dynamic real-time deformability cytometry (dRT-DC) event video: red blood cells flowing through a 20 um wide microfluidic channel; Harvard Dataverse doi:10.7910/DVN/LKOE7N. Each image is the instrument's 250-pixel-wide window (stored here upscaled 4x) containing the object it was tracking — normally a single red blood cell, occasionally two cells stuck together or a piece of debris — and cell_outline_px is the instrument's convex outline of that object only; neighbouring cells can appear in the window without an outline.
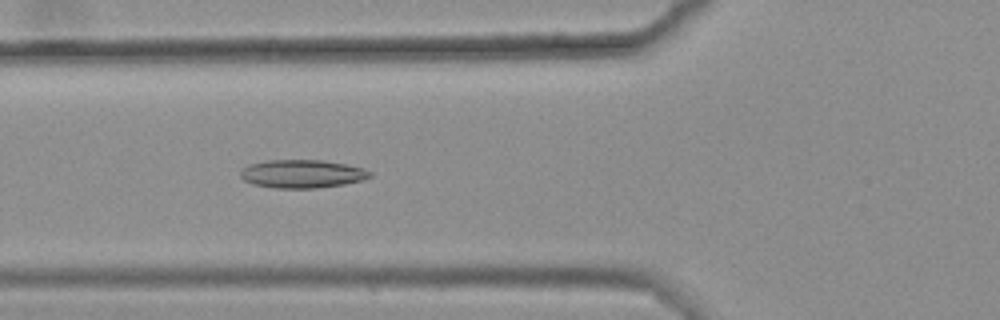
{"species": "common noctule bat (a hibernating species)", "species_latin": "Nyctalus noctula", "temperature_condition": "warm", "stored_images_in_passage": 44, "camera_frame_rate_fps": 3000, "um_per_image_px": 0.085, "animal": {"sex": "female", "body_mass_g": 25.1}, "frame": {"image": 1, "passage_image": 20, "time_ms": 6.333, "image_size_px": [1000, 320], "cell_outline_px": [[372, 176], [360, 180], [344, 184], [316, 188], [272, 188], [252, 184], [244, 180], [240, 176], [240, 172], [244, 168], [252, 164], [268, 160], [324, 160], [364, 168], [372, 172]], "centroid_in_image_um": [25.68, 14.78], "position_along_channel_um": 100.1, "area_um2": 21.21}}
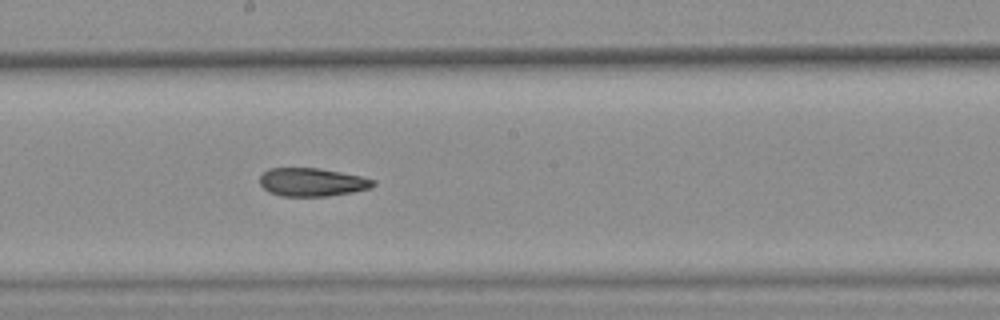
{"frame": {"image": 2, "passage_image": 30, "time_ms": 9.667, "image_size_px": [1000, 320], "cell_outline_px": [[376, 184], [372, 188], [352, 192], [328, 196], [280, 196], [268, 192], [260, 184], [260, 176], [268, 168], [320, 168], [360, 176], [376, 180]], "centroid_in_image_um": [26.53, 15.48], "position_along_channel_um": 221.7, "area_um2": 18.79}}
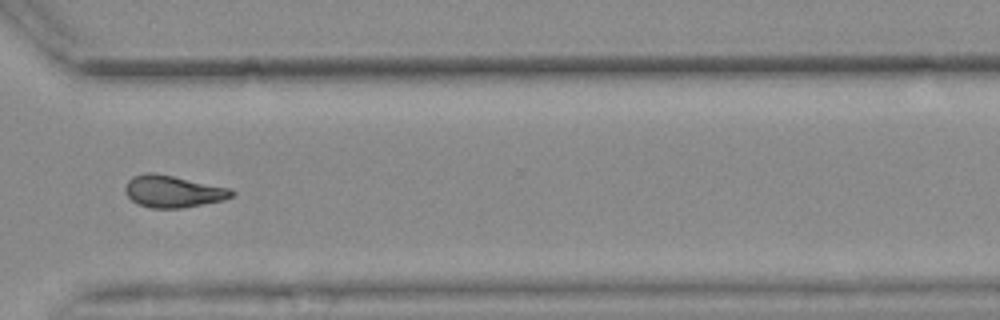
{"frame": {"image": 3, "passage_image": 41, "time_ms": 13.333, "image_size_px": [1000, 320], "cell_outline_px": [[236, 192], [232, 196], [224, 200], [180, 208], [148, 208], [132, 200], [128, 196], [124, 188], [128, 180], [132, 176], [144, 172], [152, 172], [172, 176], [228, 188]], "centroid_in_image_um": [14.67, 16.27], "position_along_channel_um": 355.9, "area_um2": 19.59}, "authors_computed_cell_mechanics": {"area_um2": 19.9988, "velocity_mm_per_s": 3.643, "shape_relaxation_time_tau1_ms": null, "shape_relaxation_time_tau2_ms": 4.326, "deformation_change_tau1": null, "deformation_change_tau2": 0.0993}}